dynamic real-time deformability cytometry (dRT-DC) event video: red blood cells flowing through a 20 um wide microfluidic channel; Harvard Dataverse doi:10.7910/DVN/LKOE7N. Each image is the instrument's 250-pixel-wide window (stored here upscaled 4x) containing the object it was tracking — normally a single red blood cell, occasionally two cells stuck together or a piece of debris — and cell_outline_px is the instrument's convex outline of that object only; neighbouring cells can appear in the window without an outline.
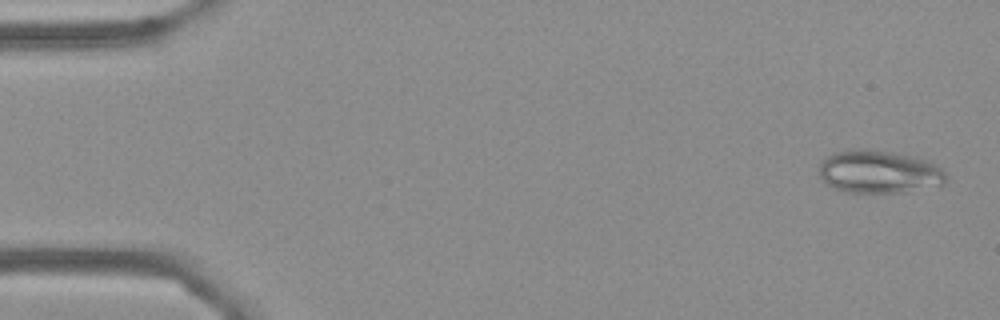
{"species": "Egyptian fruit bat (a non-hibernating species)", "species_latin": "Rousettus aegyptiacus", "temperature_condition": "cold", "stored_images_in_passage": 55, "camera_frame_rate_fps": 3000, "um_per_image_px": 0.085, "frame": {"image": 1, "passage_image": 2, "time_ms": 0.333, "image_size_px": [1000, 320], "cell_outline_px": [[944, 184], [900, 192], [844, 192], [828, 184], [820, 176], [820, 164], [828, 156], [836, 152], [848, 148], [868, 148], [896, 152], [928, 160], [940, 168], [944, 172]], "centroid_in_image_um": [74.69, 14.57], "position_along_channel_um": 10.3, "area_um2": 31.5}}
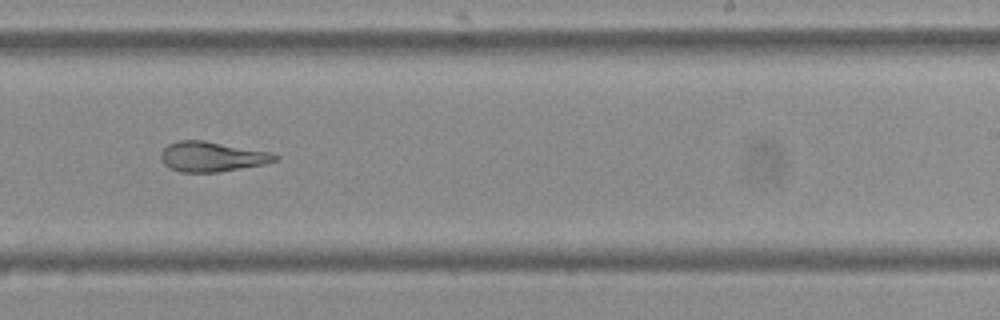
{"frame": {"image": 2, "passage_image": 34, "time_ms": 11.0, "image_size_px": [1000, 320], "cell_outline_px": [[280, 160], [264, 164], [220, 172], [180, 172], [168, 168], [160, 160], [160, 152], [168, 144], [180, 140], [204, 140], [272, 152], [280, 156]], "centroid_in_image_um": [18.03, 13.31], "position_along_channel_um": 271.0, "area_um2": 20.29}}
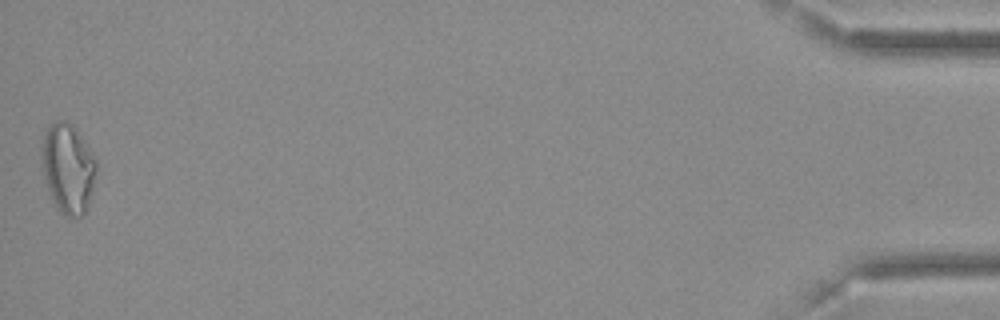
{"frame": {"image": 3, "passage_image": 55, "time_ms": 18.0, "image_size_px": [1000, 320], "cell_outline_px": [[96, 172], [88, 204], [84, 212], [80, 216], [68, 216], [60, 212], [56, 208], [52, 200], [44, 180], [40, 156], [44, 132], [56, 120], [64, 120], [72, 124], [76, 128], [92, 156], [96, 164]], "centroid_in_image_um": [5.72, 14.3], "position_along_channel_um": 429.5, "area_um2": 28.21}, "authors_computed_cell_mechanics": {"area_um2": 23.12, "velocity_mm_per_s": 3.6228, "shape_relaxation_time_tau1_ms": null, "shape_relaxation_time_tau2_ms": 2.6741, "deformation_change_tau1": null, "deformation_change_tau2": 0.0563}}